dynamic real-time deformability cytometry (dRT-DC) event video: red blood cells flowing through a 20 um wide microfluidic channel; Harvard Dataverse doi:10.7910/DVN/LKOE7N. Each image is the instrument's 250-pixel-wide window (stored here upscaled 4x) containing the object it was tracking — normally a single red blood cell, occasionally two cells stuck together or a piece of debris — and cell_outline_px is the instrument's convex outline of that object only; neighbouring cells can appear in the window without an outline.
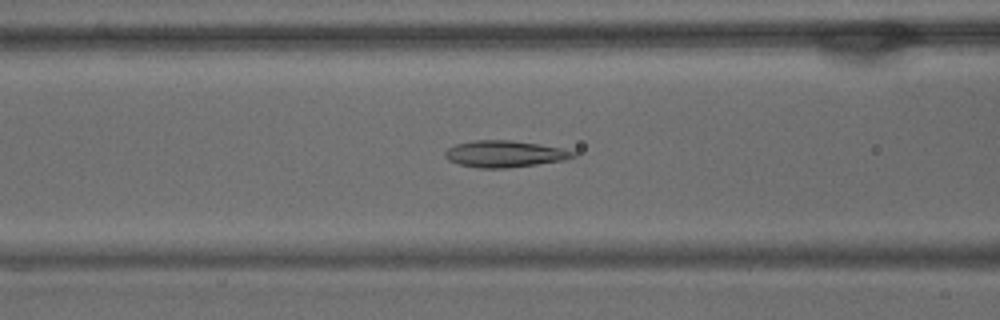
{"species": "common noctule bat (a hibernating species)", "species_latin": "Nyctalus noctula", "temperature_condition": "warm", "stored_images_in_passage": 56, "camera_frame_rate_fps": 3000, "um_per_image_px": 0.085, "animal": {"sex": "male", "body_mass_g": 15.6}, "frame": {"image": 1, "passage_image": 22, "time_ms": 7.0, "image_size_px": [1000, 320], "cell_outline_px": [[576, 156], [564, 160], [536, 164], [504, 168], [476, 168], [460, 164], [448, 160], [444, 156], [444, 152], [448, 148], [456, 144], [472, 140], [512, 140], [560, 148], [576, 152]], "centroid_in_image_um": [42.85, 13.08], "position_along_channel_um": 123.8, "area_um2": 19.71}}
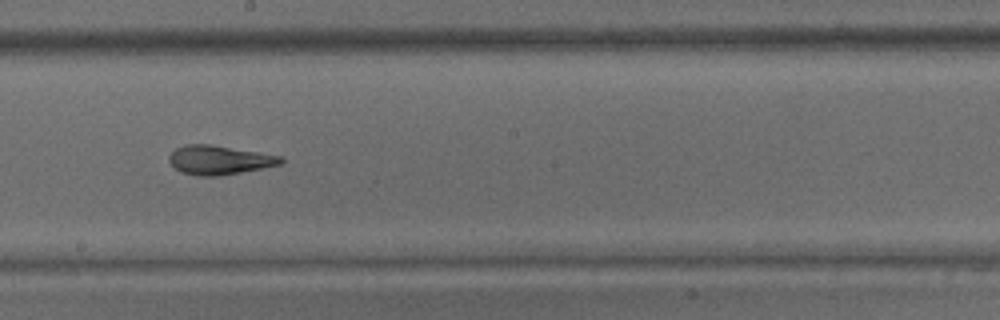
{"frame": {"image": 2, "passage_image": 31, "time_ms": 10.0, "image_size_px": [1000, 320], "cell_outline_px": [[284, 160], [280, 164], [220, 176], [200, 176], [180, 172], [168, 160], [168, 156], [176, 148], [184, 144], [208, 144], [260, 152], [280, 156]], "centroid_in_image_um": [18.6, 13.59], "position_along_channel_um": 229.6, "area_um2": 18.73}}
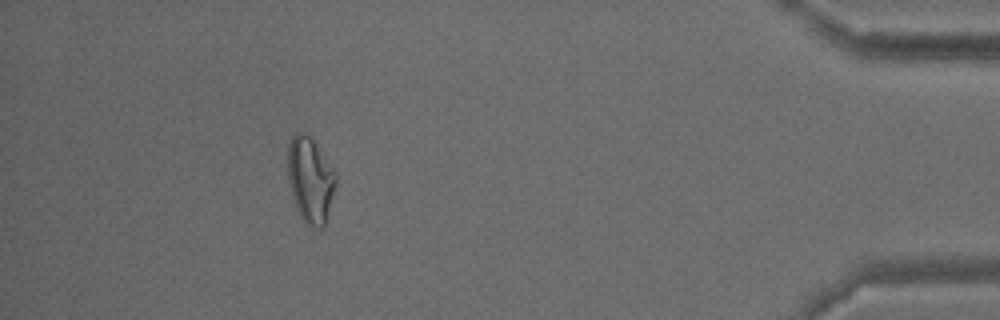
{"frame": {"image": 3, "passage_image": 51, "time_ms": 16.667, "image_size_px": [1000, 320], "cell_outline_px": [[336, 184], [324, 228], [312, 228], [300, 216], [296, 208], [292, 196], [288, 180], [288, 144], [292, 136], [296, 132], [304, 132], [312, 136], [336, 172]], "centroid_in_image_um": [26.38, 15.25], "position_along_channel_um": 408.8, "area_um2": 24.28}, "authors_computed_cell_mechanics": {"area_um2": 21.0681, "velocity_mm_per_s": 3.528, "shape_relaxation_time_tau1_ms": 7.7674, "shape_relaxation_time_tau2_ms": 2.2324, "deformation_change_tau1": 0.2298, "deformation_change_tau2": 0.1034}}